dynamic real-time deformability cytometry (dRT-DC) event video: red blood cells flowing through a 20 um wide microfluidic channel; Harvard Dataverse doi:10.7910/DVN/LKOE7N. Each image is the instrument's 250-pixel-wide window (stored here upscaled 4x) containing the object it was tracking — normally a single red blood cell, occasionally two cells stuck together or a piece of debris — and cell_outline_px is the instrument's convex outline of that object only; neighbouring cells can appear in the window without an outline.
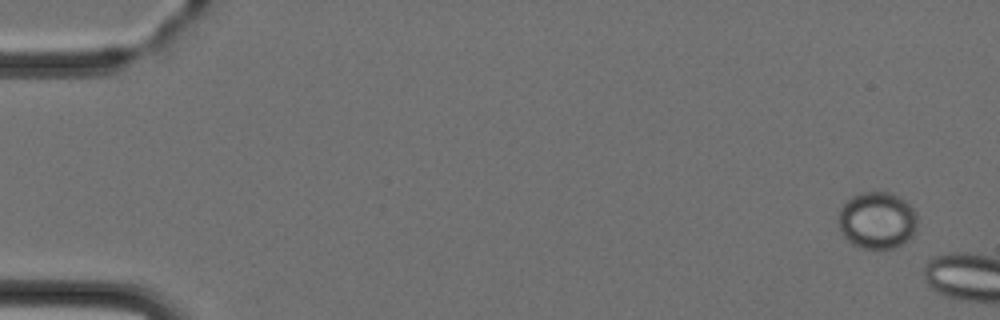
{"species": "Egyptian fruit bat (a non-hibernating species)", "species_latin": "Rousettus aegyptiacus", "temperature_condition": "cold", "stored_images_in_passage": 2, "camera_frame_rate_fps": 3000, "um_per_image_px": 0.085, "animal": {"sex": "female"}, "frame": {"image": 1, "passage_image": 1, "time_ms": 0.0, "image_size_px": [1000, 320], "cell_outline_px": [[916, 228], [912, 236], [908, 240], [896, 248], [860, 248], [852, 244], [840, 232], [840, 208], [852, 196], [864, 192], [892, 192], [904, 200], [916, 212]], "centroid_in_image_um": [74.57, 18.73], "position_along_channel_um": 10.4, "area_um2": 26.07}}